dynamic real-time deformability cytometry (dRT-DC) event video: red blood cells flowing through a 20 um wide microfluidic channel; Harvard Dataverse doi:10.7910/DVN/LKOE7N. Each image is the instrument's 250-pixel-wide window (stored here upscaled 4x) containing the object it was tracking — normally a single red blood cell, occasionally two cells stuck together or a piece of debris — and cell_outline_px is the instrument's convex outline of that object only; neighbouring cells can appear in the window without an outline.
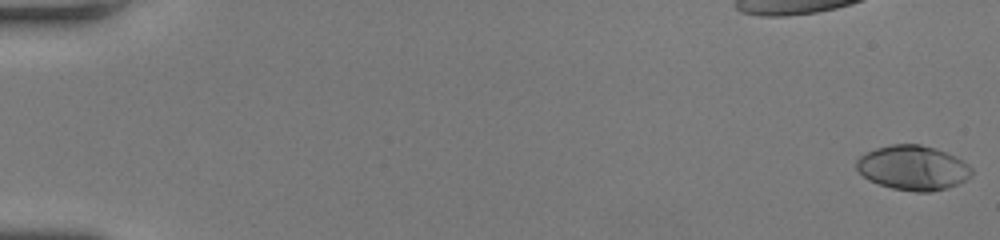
{"species": "human", "species_latin": "Homo sapiens", "temperature_condition": "room temperature", "stored_images_in_passage": 51, "camera_frame_rate_fps": 3000, "um_per_image_px": 0.085, "donor": {"sex": "female"}, "frame": {"image": 1, "passage_image": 1, "time_ms": 0.0, "image_size_px": [1000, 240], "cell_outline_px": [[972, 176], [956, 184], [944, 188], [928, 192], [916, 192], [892, 188], [868, 180], [856, 168], [856, 160], [860, 156], [876, 148], [892, 144], [920, 144], [936, 148], [968, 164], [972, 168]], "centroid_in_image_um": [77.58, 14.26], "position_along_channel_um": 7.4, "area_um2": 29.59}}
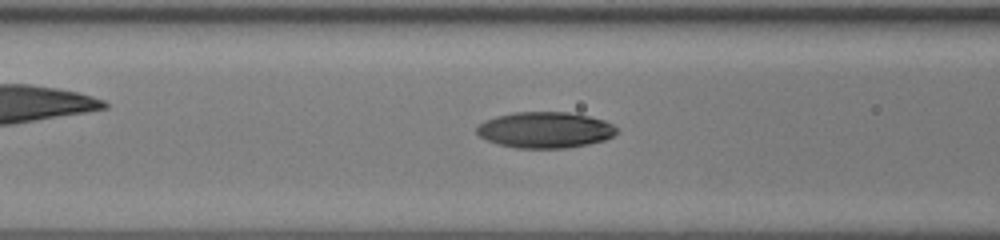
{"frame": {"image": 2, "passage_image": 23, "time_ms": 7.333, "image_size_px": [1000, 240], "cell_outline_px": [[616, 132], [612, 136], [604, 140], [588, 144], [568, 148], [516, 148], [500, 144], [488, 140], [480, 136], [476, 132], [476, 128], [484, 120], [496, 116], [512, 112], [568, 112], [588, 116], [604, 120], [612, 124], [616, 128]], "centroid_in_image_um": [46.32, 11.04], "position_along_channel_um": 120.3, "area_um2": 29.3}}
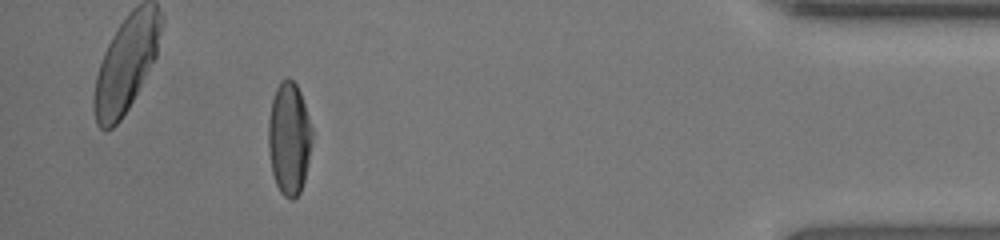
{"frame": {"image": 3, "passage_image": 47, "time_ms": 15.333, "image_size_px": [1000, 240], "cell_outline_px": [[312, 140], [304, 180], [300, 192], [292, 200], [284, 196], [280, 192], [276, 184], [272, 172], [268, 148], [268, 120], [272, 100], [276, 88], [280, 80], [288, 76], [296, 84], [300, 92], [312, 128]], "centroid_in_image_um": [24.55, 11.75], "position_along_channel_um": 410.6, "area_um2": 28.67}, "authors_computed_cell_mechanics": {"area_um2": 29.1312, "velocity_mm_per_s": 4.2526, "shape_relaxation_time_tau1_ms": 5.7548, "shape_relaxation_time_tau2_ms": 2.0707, "deformation_change_tau1": 0.2644, "deformation_change_tau2": 0.0429}}